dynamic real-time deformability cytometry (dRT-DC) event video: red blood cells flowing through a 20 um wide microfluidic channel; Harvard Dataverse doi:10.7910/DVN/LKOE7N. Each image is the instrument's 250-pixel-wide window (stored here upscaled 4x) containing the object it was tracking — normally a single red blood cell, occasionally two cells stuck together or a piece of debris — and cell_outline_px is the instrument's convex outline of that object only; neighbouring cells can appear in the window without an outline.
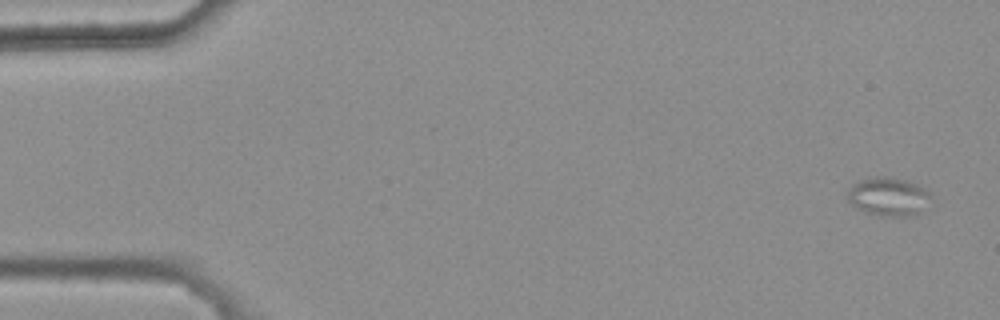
{"species": "common noctule bat (a hibernating species)", "species_latin": "Nyctalus noctula", "temperature_condition": "warm", "stored_images_in_passage": 7, "camera_frame_rate_fps": 3000, "um_per_image_px": 0.085, "animal": {"sex": "female", "body_mass_g": 25.1}, "frame": {"image": 1, "passage_image": 1, "time_ms": 0.0, "image_size_px": [1000, 320], "cell_outline_px": [[932, 196], [920, 212], [912, 216], [888, 216], [864, 212], [856, 208], [848, 200], [848, 188], [852, 184], [860, 180], [876, 176], [888, 176], [904, 180], [916, 184], [928, 192]], "centroid_in_image_um": [75.48, 16.71], "position_along_channel_um": 9.5, "area_um2": 18.55}}